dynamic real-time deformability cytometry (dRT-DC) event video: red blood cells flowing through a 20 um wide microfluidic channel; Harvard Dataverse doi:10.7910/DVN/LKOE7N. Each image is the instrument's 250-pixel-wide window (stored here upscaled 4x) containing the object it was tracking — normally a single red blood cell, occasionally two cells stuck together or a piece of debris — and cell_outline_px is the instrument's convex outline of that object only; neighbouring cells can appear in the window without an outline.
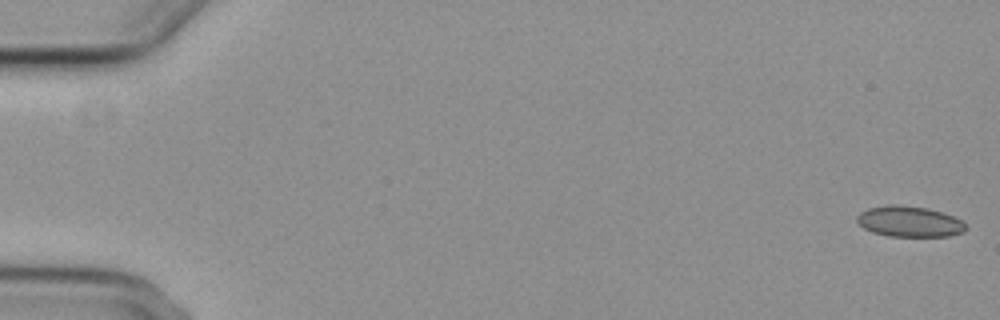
{"species": "common noctule bat (a hibernating species)", "species_latin": "Nyctalus noctula", "temperature_condition": "cold", "stored_images_in_passage": 5, "camera_frame_rate_fps": 3000, "um_per_image_px": 0.085, "animal": {"sex": "female", "body_mass_g": 29.2, "forearm_length_mm": 56.3}, "frame": {"image": 1, "passage_image": 1, "time_ms": 0.0, "image_size_px": [1000, 320], "cell_outline_px": [[968, 228], [964, 232], [948, 236], [888, 236], [872, 232], [864, 228], [856, 220], [856, 216], [860, 212], [868, 208], [888, 204], [896, 204], [928, 208], [952, 216], [960, 220]], "centroid_in_image_um": [77.27, 18.82], "position_along_channel_um": 7.7, "area_um2": 19.48}}
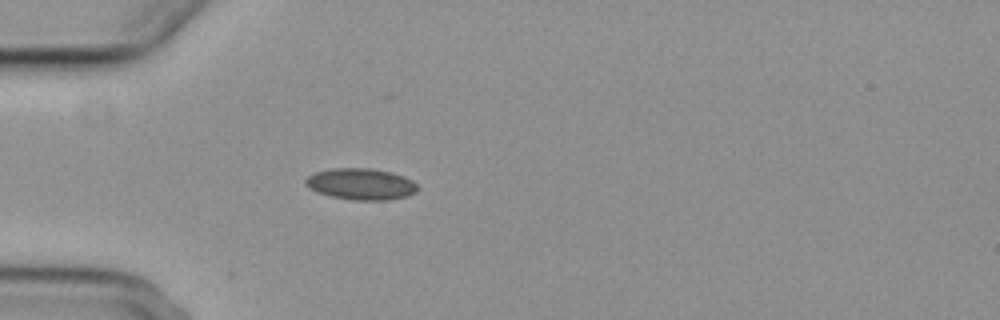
{"frame": {"image": 2, "passage_image": 5, "time_ms": 5.333, "image_size_px": [1000, 320], "cell_outline_px": [[416, 192], [408, 196], [388, 200], [352, 200], [332, 196], [316, 192], [308, 188], [304, 184], [304, 180], [308, 176], [316, 172], [332, 168], [372, 168], [392, 172], [404, 176], [412, 180], [416, 184]], "centroid_in_image_um": [30.66, 15.64], "position_along_channel_um": 54.3, "area_um2": 20.63}}